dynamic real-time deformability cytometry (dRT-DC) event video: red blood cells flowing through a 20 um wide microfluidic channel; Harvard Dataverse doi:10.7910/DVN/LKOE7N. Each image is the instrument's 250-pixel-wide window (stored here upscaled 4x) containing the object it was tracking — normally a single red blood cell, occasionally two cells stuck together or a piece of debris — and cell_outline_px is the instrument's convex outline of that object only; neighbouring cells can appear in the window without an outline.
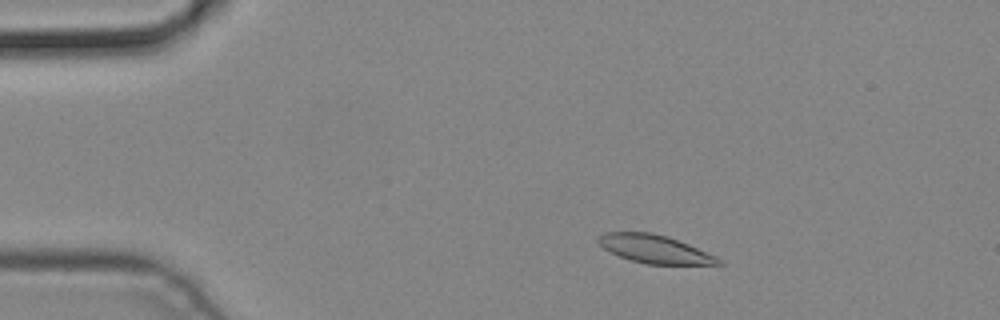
{"species": "common noctule bat (a hibernating species)", "species_latin": "Nyctalus noctula", "temperature_condition": "cold", "stored_images_in_passage": 6, "camera_frame_rate_fps": 3000, "um_per_image_px": 0.085, "animal": {"sex": "male", "body_mass_g": 19.2, "forearm_length_mm": 51.8}, "frame": {"image": 1, "passage_image": 2, "time_ms": 0.333, "image_size_px": [1000, 320], "cell_outline_px": [[724, 264], [648, 264], [632, 260], [620, 256], [604, 248], [596, 240], [604, 232], [652, 232], [668, 236], [688, 244], [716, 256]], "centroid_in_image_um": [55.64, 21.15], "position_along_channel_um": 29.4, "area_um2": 19.42}}
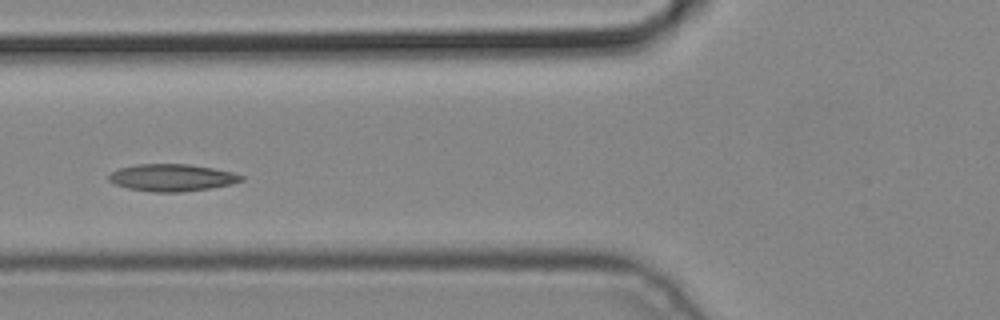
{"frame": {"image": 2, "passage_image": 5, "time_ms": 1.333, "image_size_px": [1000, 320], "cell_outline_px": [[244, 180], [232, 184], [208, 188], [180, 192], [152, 192], [128, 188], [116, 184], [108, 180], [108, 176], [112, 172], [120, 168], [136, 164], [188, 164], [212, 168], [232, 172], [244, 176]], "centroid_in_image_um": [14.62, 15.1], "position_along_channel_um": 111.2, "area_um2": 20.81}}
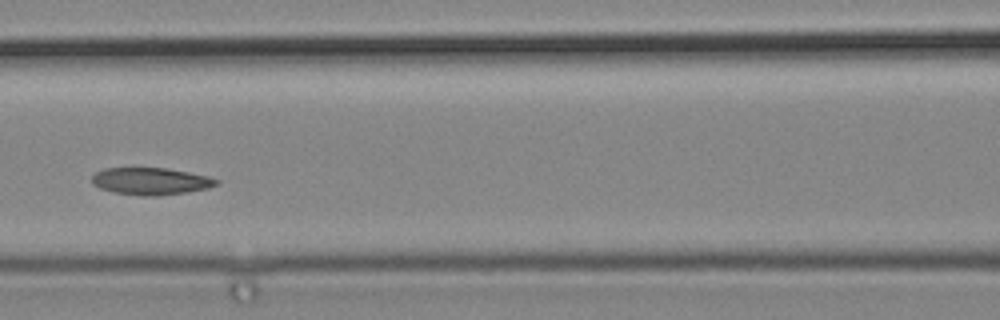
{"frame": {"image": 3, "passage_image": 6, "time_ms": 1.667, "image_size_px": [1000, 320], "cell_outline_px": [[220, 184], [208, 188], [184, 192], [156, 196], [140, 196], [112, 192], [100, 188], [92, 184], [92, 176], [96, 172], [104, 168], [168, 168], [208, 176], [220, 180]], "centroid_in_image_um": [12.81, 15.4], "position_along_channel_um": 153.8, "area_um2": 19.77}}